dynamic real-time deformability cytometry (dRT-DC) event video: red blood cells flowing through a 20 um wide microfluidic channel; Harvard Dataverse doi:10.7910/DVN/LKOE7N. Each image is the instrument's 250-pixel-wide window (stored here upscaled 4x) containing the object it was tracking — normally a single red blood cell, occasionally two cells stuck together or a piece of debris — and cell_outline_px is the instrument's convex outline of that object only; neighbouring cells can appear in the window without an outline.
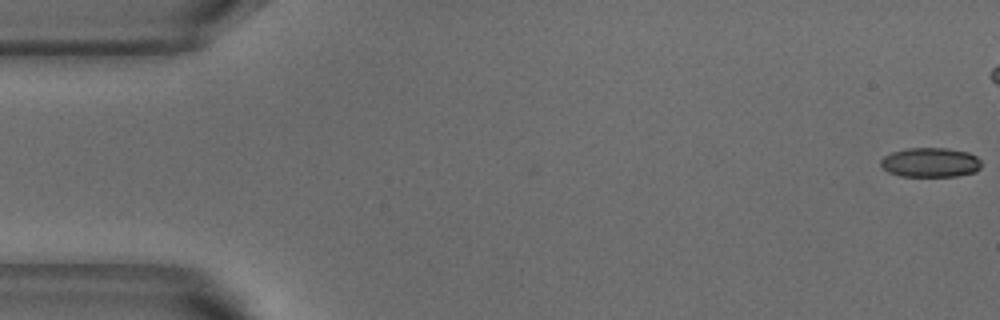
{"species": "common noctule bat (a hibernating species)", "species_latin": "Nyctalus noctula", "temperature_condition": "warm", "stored_images_in_passage": 43, "camera_frame_rate_fps": 3000, "um_per_image_px": 0.085, "animal": {"sex": "male", "body_mass_g": 18.8}, "frame": {"image": 1, "passage_image": 1, "time_ms": 0.0, "image_size_px": [1000, 320], "cell_outline_px": [[980, 168], [976, 172], [956, 176], [900, 176], [888, 172], [880, 164], [880, 160], [884, 156], [892, 152], [908, 148], [944, 148], [968, 152], [976, 156], [980, 160]], "centroid_in_image_um": [79.08, 13.81], "position_along_channel_um": 5.9, "area_um2": 17.28}}
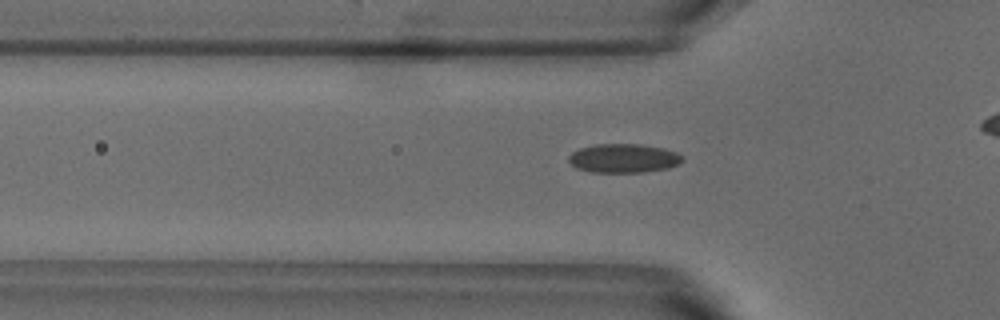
{"frame": {"image": 2, "passage_image": 17, "time_ms": 5.333, "image_size_px": [1000, 320], "cell_outline_px": [[684, 160], [668, 168], [640, 172], [588, 172], [576, 168], [568, 160], [568, 156], [572, 152], [580, 148], [596, 144], [640, 144], [664, 148], [676, 152]], "centroid_in_image_um": [52.96, 13.45], "position_along_channel_um": 72.8, "area_um2": 19.07}}